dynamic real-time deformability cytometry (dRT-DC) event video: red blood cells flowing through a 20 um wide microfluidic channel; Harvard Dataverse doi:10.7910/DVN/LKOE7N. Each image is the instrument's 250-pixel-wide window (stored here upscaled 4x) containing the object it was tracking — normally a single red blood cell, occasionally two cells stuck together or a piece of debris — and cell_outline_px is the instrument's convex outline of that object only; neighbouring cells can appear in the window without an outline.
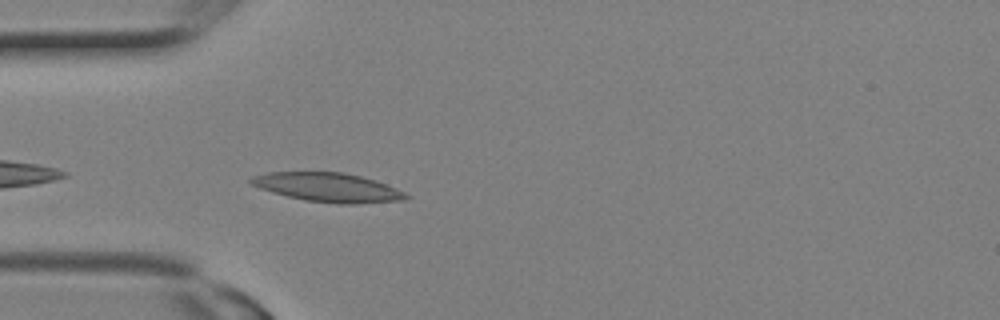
{"species": "Egyptian fruit bat (a non-hibernating species)", "species_latin": "Rousettus aegyptiacus", "temperature_condition": "room temperature", "stored_images_in_passage": 1, "camera_frame_rate_fps": 3000, "um_per_image_px": 0.085, "animal": {"sex": "female"}, "frame": {"image": 1, "passage_image": 1, "time_ms": 0.0, "image_size_px": [1000, 320], "cell_outline_px": [[412, 196], [404, 200], [356, 204], [336, 204], [304, 200], [272, 192], [260, 188], [252, 184], [248, 180], [252, 176], [268, 172], [344, 172], [376, 180], [396, 188]], "centroid_in_image_um": [27.9, 15.93], "position_along_channel_um": 57.1, "area_um2": 26.3}}